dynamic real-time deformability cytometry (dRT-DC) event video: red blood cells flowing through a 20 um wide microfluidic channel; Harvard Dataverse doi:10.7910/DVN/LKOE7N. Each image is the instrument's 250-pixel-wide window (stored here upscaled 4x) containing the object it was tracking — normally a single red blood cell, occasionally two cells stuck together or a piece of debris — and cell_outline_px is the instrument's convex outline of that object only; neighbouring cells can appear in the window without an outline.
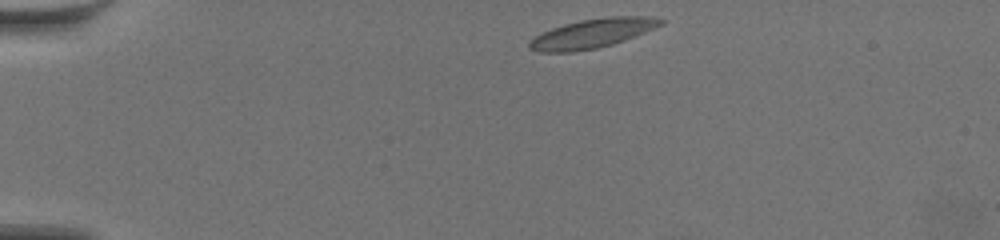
{"species": "common noctule bat (a hibernating species)", "species_latin": "Nyctalus noctula", "temperature_condition": "warm", "stored_images_in_passage": 48, "camera_frame_rate_fps": 3000, "um_per_image_px": 0.085, "animal": {"sex": "female", "body_mass_g": 19.5, "forearm_length_mm": 54.1}, "frame": {"image": 1, "passage_image": 1, "time_ms": 0.0, "image_size_px": [1000, 240], "cell_outline_px": [[664, 24], [624, 40], [612, 44], [596, 48], [572, 52], [540, 52], [528, 48], [528, 40], [552, 28], [564, 24], [580, 20], [612, 16], [644, 16], [664, 20]], "centroid_in_image_um": [50.31, 2.84], "position_along_channel_um": 34.7, "area_um2": 22.08}}
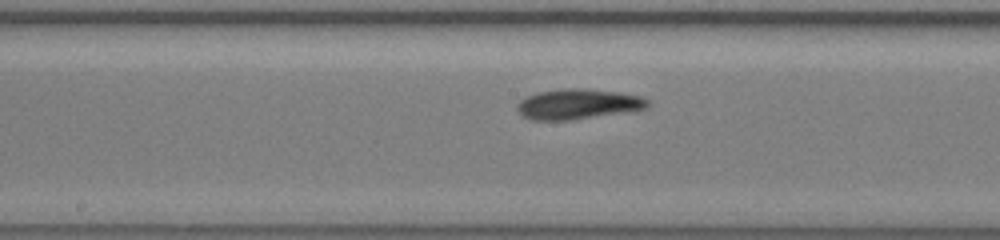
{"frame": {"image": 2, "passage_image": 21, "time_ms": 6.667, "image_size_px": [1000, 240], "cell_outline_px": [[648, 108], [568, 120], [532, 120], [524, 116], [516, 108], [516, 104], [520, 100], [528, 96], [540, 92], [564, 88], [580, 88], [616, 92], [640, 96], [648, 100]], "centroid_in_image_um": [49.09, 8.84], "position_along_channel_um": 199.1, "area_um2": 22.48}}
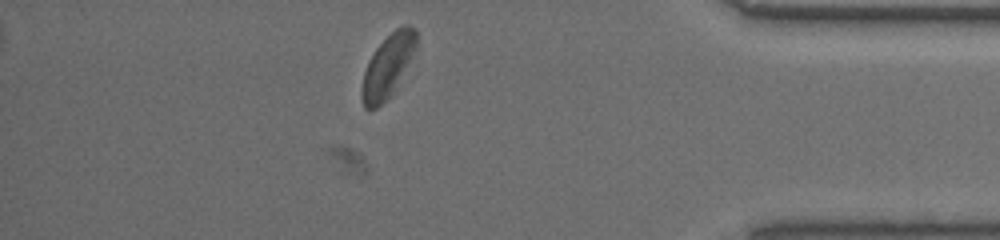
{"frame": {"image": 3, "passage_image": 41, "time_ms": 13.333, "image_size_px": [1000, 240], "cell_outline_px": [[416, 48], [412, 56], [392, 92], [376, 108], [368, 112], [364, 108], [360, 92], [364, 72], [368, 60], [376, 48], [396, 28], [404, 24], [408, 24], [416, 32]], "centroid_in_image_um": [32.92, 5.62], "position_along_channel_um": 402.3, "area_um2": 19.48}, "authors_computed_cell_mechanics": {"area_um2": 21.7617, "velocity_mm_per_s": 3.4885, "shape_relaxation_time_tau1_ms": 3.0354, "shape_relaxation_time_tau2_ms": 5.6088, "deformation_change_tau1": 0.1327, "deformation_change_tau2": 0.0816}}